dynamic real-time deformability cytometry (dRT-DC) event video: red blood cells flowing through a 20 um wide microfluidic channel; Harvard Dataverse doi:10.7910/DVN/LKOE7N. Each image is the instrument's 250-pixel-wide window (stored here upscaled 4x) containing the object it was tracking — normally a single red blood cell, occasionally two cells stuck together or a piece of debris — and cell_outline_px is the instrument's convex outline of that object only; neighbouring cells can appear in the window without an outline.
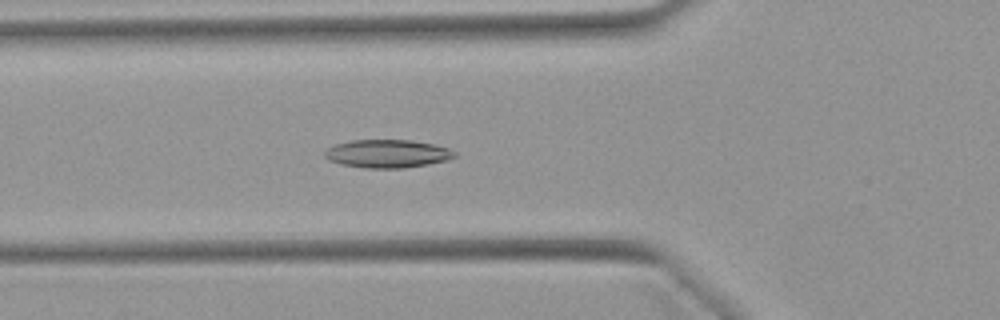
{"species": "Egyptian fruit bat (a non-hibernating species)", "species_latin": "Rousettus aegyptiacus", "temperature_condition": "warm", "stored_images_in_passage": 53, "camera_frame_rate_fps": 3000, "um_per_image_px": 0.085, "animal": {"sex": "female"}, "frame": {"image": 1, "passage_image": 19, "time_ms": 6.0, "image_size_px": [1000, 320], "cell_outline_px": [[456, 156], [448, 160], [428, 164], [404, 168], [364, 168], [340, 164], [328, 160], [324, 156], [324, 152], [328, 148], [336, 144], [352, 140], [412, 140], [432, 144], [448, 148], [456, 152]], "centroid_in_image_um": [32.92, 13.07], "position_along_channel_um": 92.9, "area_um2": 21.33}}
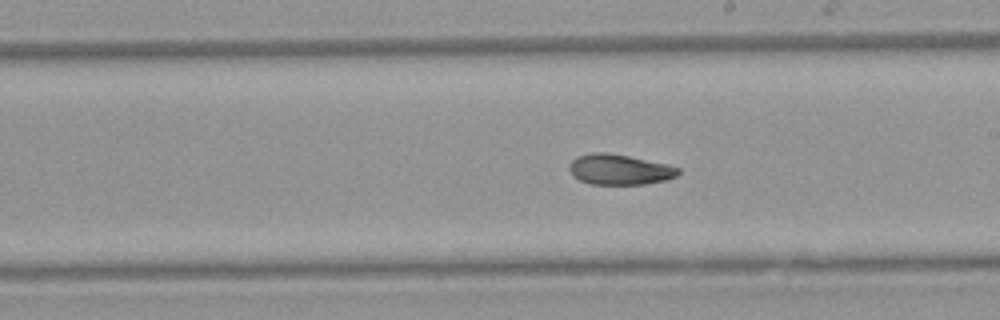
{"frame": {"image": 2, "passage_image": 30, "time_ms": 9.667, "image_size_px": [1000, 320], "cell_outline_px": [[680, 172], [676, 176], [664, 180], [644, 184], [588, 184], [572, 176], [568, 168], [568, 164], [576, 156], [592, 152], [608, 152], [668, 164], [680, 168]], "centroid_in_image_um": [52.61, 14.4], "position_along_channel_um": 236.4, "area_um2": 19.48}}
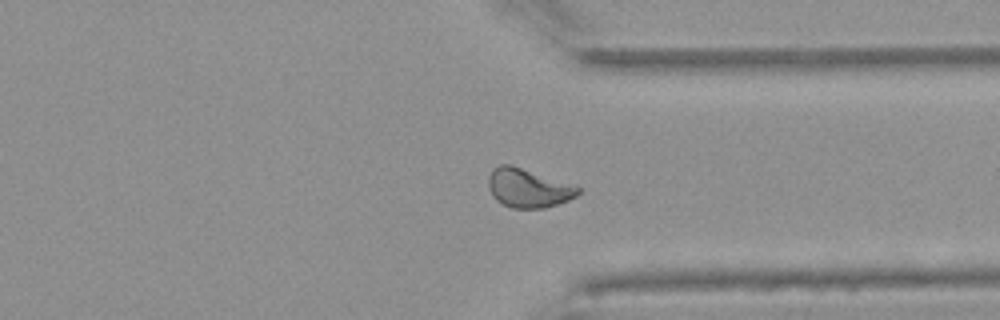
{"frame": {"image": 3, "passage_image": 40, "time_ms": 13.0, "image_size_px": [1000, 320], "cell_outline_px": [[580, 192], [576, 196], [568, 200], [544, 208], [512, 208], [496, 200], [492, 196], [488, 188], [488, 176], [492, 168], [500, 164], [512, 164], [580, 188]], "centroid_in_image_um": [44.83, 15.98], "position_along_channel_um": 366.6, "area_um2": 20.11}, "authors_computed_cell_mechanics": {"area_um2": 20.519, "velocity_mm_per_s": 3.916, "shape_relaxation_time_tau1_ms": 5.0495, "shape_relaxation_time_tau2_ms": 3.3693, "deformation_change_tau1": 0.1768, "deformation_change_tau2": 0.0891}}